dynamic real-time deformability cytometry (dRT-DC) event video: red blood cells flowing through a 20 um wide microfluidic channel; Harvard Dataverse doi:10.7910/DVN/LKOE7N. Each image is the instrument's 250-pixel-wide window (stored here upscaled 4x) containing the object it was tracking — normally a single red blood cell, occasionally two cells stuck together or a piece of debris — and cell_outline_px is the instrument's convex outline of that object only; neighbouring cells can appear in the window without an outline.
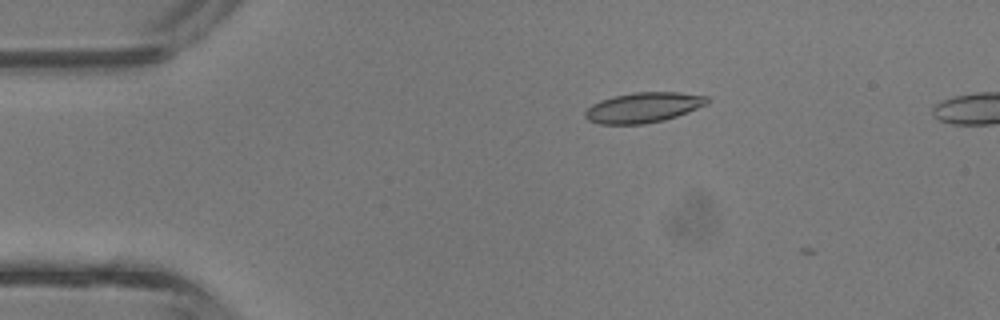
{"species": "common noctule bat (a hibernating species)", "species_latin": "Nyctalus noctula", "temperature_condition": "room temperature", "stored_images_in_passage": 7, "camera_frame_rate_fps": 3000, "um_per_image_px": 0.085, "animal": {"sex": "male", "body_mass_g": 13.3}, "frame": {"image": 1, "passage_image": 5, "time_ms": 1.333, "image_size_px": [1000, 320], "cell_outline_px": [[708, 104], [676, 116], [664, 120], [644, 124], [600, 124], [588, 120], [584, 116], [584, 112], [592, 104], [600, 100], [632, 92], [680, 92], [708, 96]], "centroid_in_image_um": [54.68, 9.13], "position_along_channel_um": 30.3, "area_um2": 21.44}}